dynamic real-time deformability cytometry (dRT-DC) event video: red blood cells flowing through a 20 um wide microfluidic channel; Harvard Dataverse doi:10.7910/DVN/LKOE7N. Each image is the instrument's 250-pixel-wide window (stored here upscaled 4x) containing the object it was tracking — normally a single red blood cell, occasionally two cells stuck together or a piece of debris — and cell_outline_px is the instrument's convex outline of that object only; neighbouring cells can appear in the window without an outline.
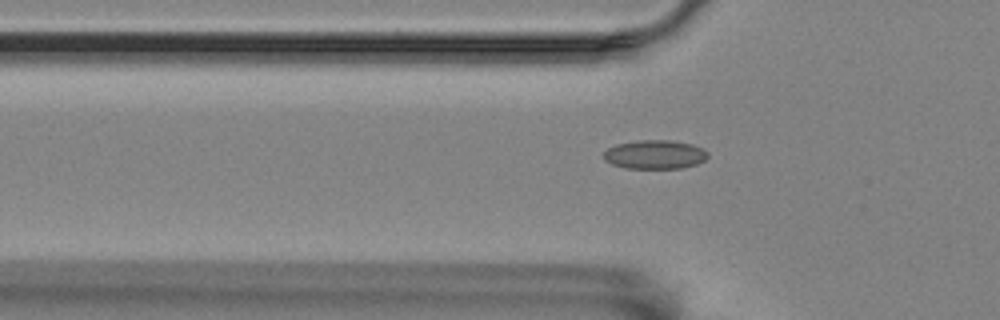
{"species": "Egyptian fruit bat (a non-hibernating species)", "species_latin": "Rousettus aegyptiacus", "temperature_condition": "room temperature", "stored_images_in_passage": 41, "camera_frame_rate_fps": 3000, "um_per_image_px": 0.085, "animal": {"sex": "female"}, "frame": {"image": 1, "passage_image": 4, "time_ms": 1.0, "image_size_px": [1000, 320], "cell_outline_px": [[708, 156], [704, 160], [696, 164], [680, 168], [628, 168], [612, 164], [604, 160], [604, 152], [608, 148], [616, 144], [636, 140], [672, 140], [692, 144], [704, 148], [708, 152]], "centroid_in_image_um": [55.67, 13.12], "position_along_channel_um": 70.1, "area_um2": 17.57}}
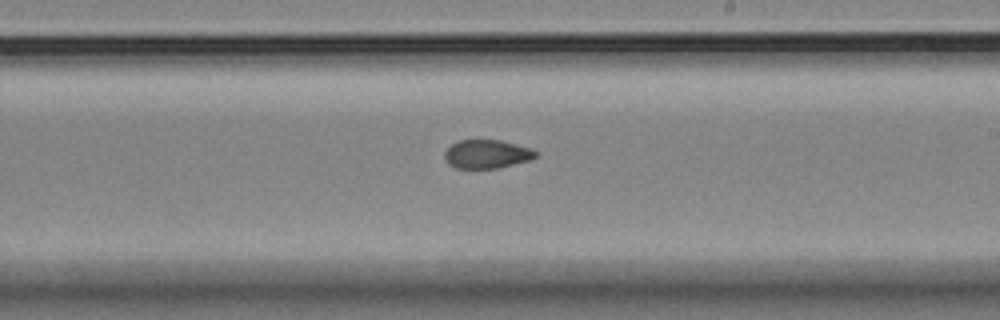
{"frame": {"image": 2, "passage_image": 19, "time_ms": 6.0, "image_size_px": [1000, 320], "cell_outline_px": [[536, 156], [532, 160], [500, 168], [456, 168], [448, 164], [444, 160], [444, 152], [456, 140], [500, 140], [532, 148], [536, 152]], "centroid_in_image_um": [41.38, 13.1], "position_along_channel_um": 247.6, "area_um2": 15.37}}
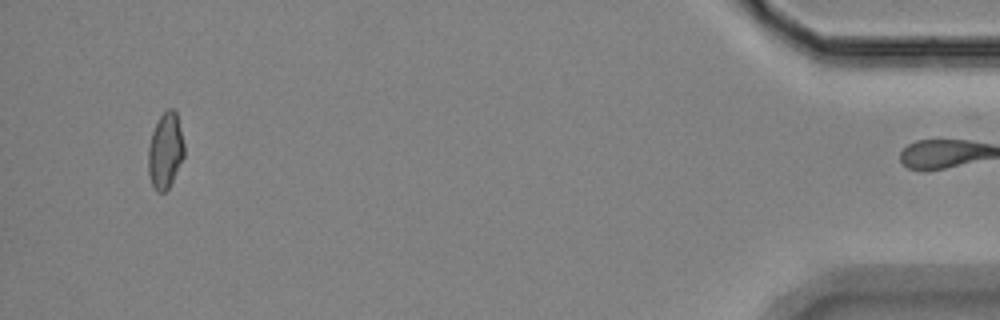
{"frame": {"image": 3, "passage_image": 40, "time_ms": 13.0, "image_size_px": [1000, 320], "cell_outline_px": [[184, 156], [168, 188], [164, 192], [156, 192], [152, 184], [148, 172], [148, 148], [152, 132], [160, 116], [168, 108], [172, 108], [176, 112], [184, 144]], "centroid_in_image_um": [14.04, 12.81], "position_along_channel_um": 421.2, "area_um2": 15.66}, "authors_computed_cell_mechanics": {"area_um2": 16.0684, "velocity_mm_per_s": 3.5308, "shape_relaxation_time_tau1_ms": null, "shape_relaxation_time_tau2_ms": 3.1546, "deformation_change_tau1": null, "deformation_change_tau2": 0.0532}}